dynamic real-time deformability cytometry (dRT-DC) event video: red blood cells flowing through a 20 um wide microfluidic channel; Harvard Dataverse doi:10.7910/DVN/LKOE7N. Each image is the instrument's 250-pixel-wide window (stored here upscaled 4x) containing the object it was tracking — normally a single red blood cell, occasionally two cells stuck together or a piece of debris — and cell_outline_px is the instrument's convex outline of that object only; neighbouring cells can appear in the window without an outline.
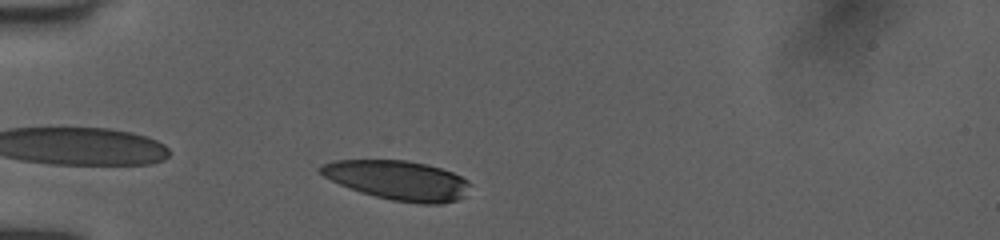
{"species": "human", "species_latin": "Homo sapiens", "temperature_condition": "room temperature", "stored_images_in_passage": 33, "camera_frame_rate_fps": 3000, "um_per_image_px": 0.085, "donor": {"sex": "female"}, "frame": {"image": 1, "passage_image": 4, "time_ms": 1.0, "image_size_px": [1000, 240], "cell_outline_px": [[472, 184], [464, 196], [456, 200], [440, 204], [424, 204], [392, 200], [360, 192], [348, 188], [324, 176], [316, 168], [320, 164], [332, 160], [404, 160], [424, 164], [440, 168], [452, 172], [468, 180]], "centroid_in_image_um": [33.8, 15.32], "position_along_channel_um": 51.2, "area_um2": 34.33}}
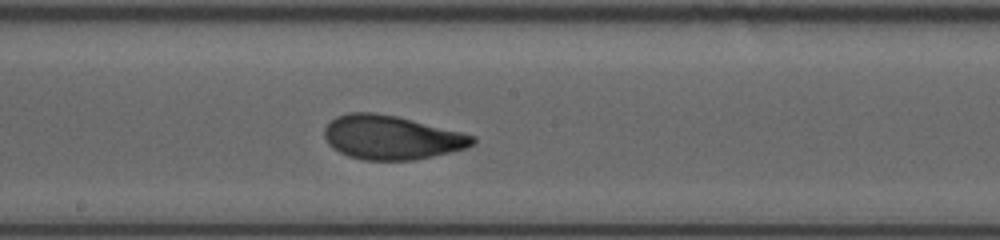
{"frame": {"image": 2, "passage_image": 18, "time_ms": 5.667, "image_size_px": [1000, 240], "cell_outline_px": [[476, 140], [472, 144], [464, 148], [416, 160], [364, 160], [348, 156], [332, 148], [328, 144], [324, 136], [324, 128], [336, 116], [348, 112], [372, 112], [396, 116], [476, 136]], "centroid_in_image_um": [33.22, 11.68], "position_along_channel_um": 215.0, "area_um2": 37.69}}
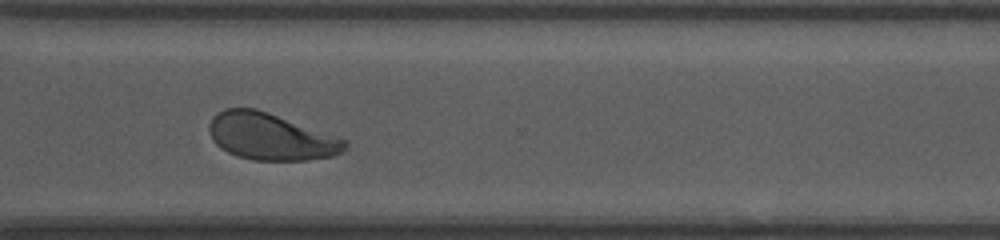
{"frame": {"image": 3, "passage_image": 28, "time_ms": 9.0, "image_size_px": [1000, 240], "cell_outline_px": [[348, 148], [344, 152], [332, 156], [308, 160], [252, 160], [236, 156], [220, 148], [212, 140], [208, 132], [208, 124], [212, 116], [224, 108], [256, 108], [268, 112], [348, 140]], "centroid_in_image_um": [23.0, 11.61], "position_along_channel_um": 347.6, "area_um2": 37.4}, "authors_computed_cell_mechanics": {"area_um2": 37.3388, "velocity_mm_per_s": 4.0028, "shape_relaxation_time_tau1_ms": 3.7475, "shape_relaxation_time_tau2_ms": 0.808, "deformation_change_tau1": 0.1793, "deformation_change_tau2": 0.0659}}